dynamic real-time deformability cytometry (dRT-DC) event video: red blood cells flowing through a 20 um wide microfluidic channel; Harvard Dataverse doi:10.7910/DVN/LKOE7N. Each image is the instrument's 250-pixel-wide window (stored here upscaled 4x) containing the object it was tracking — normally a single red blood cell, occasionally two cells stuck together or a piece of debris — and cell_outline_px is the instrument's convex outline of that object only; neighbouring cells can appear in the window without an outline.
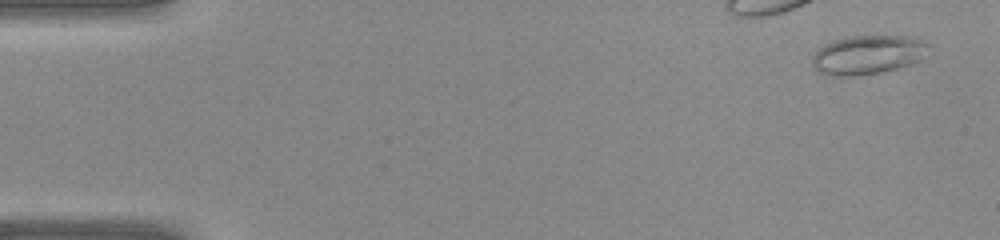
{"species": "common noctule bat (a hibernating species)", "species_latin": "Nyctalus noctula", "temperature_condition": "warm", "stored_images_in_passage": 40, "camera_frame_rate_fps": 3000, "um_per_image_px": 0.085, "animal": {"sex": "female", "body_mass_g": 22.0, "forearm_length_mm": 56.7}, "frame": {"image": 1, "passage_image": 2, "time_ms": 0.333, "image_size_px": [1000, 240], "cell_outline_px": [[928, 44], [920, 60], [896, 68], [880, 72], [856, 76], [824, 76], [816, 72], [812, 64], [812, 56], [820, 48], [836, 40], [852, 36], [904, 36], [920, 40]], "centroid_in_image_um": [73.67, 4.68], "position_along_channel_um": 11.3, "area_um2": 26.01}}
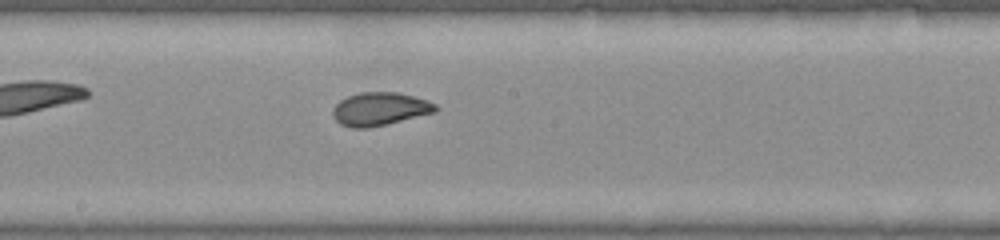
{"frame": {"image": 2, "passage_image": 22, "time_ms": 7.0, "image_size_px": [1000, 240], "cell_outline_px": [[440, 108], [436, 112], [368, 128], [352, 128], [340, 124], [332, 116], [332, 112], [336, 104], [340, 100], [348, 96], [360, 92], [400, 92], [436, 104]], "centroid_in_image_um": [32.27, 9.26], "position_along_channel_um": 215.9, "area_um2": 19.77}}
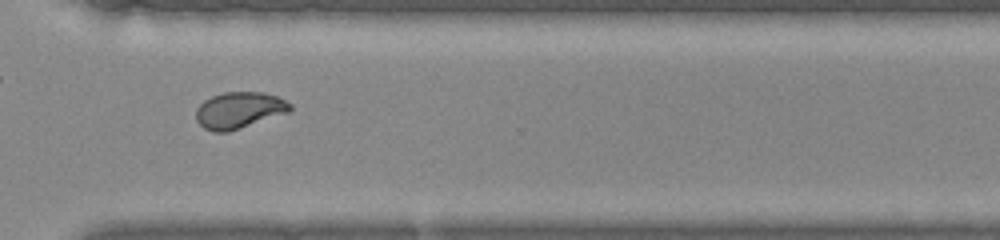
{"frame": {"image": 3, "passage_image": 30, "time_ms": 9.667, "image_size_px": [1000, 240], "cell_outline_px": [[292, 108], [288, 112], [228, 132], [212, 132], [204, 128], [196, 120], [196, 108], [204, 100], [212, 96], [224, 92], [264, 92], [276, 96], [292, 104]], "centroid_in_image_um": [20.3, 9.36], "position_along_channel_um": 350.3, "area_um2": 19.88}}